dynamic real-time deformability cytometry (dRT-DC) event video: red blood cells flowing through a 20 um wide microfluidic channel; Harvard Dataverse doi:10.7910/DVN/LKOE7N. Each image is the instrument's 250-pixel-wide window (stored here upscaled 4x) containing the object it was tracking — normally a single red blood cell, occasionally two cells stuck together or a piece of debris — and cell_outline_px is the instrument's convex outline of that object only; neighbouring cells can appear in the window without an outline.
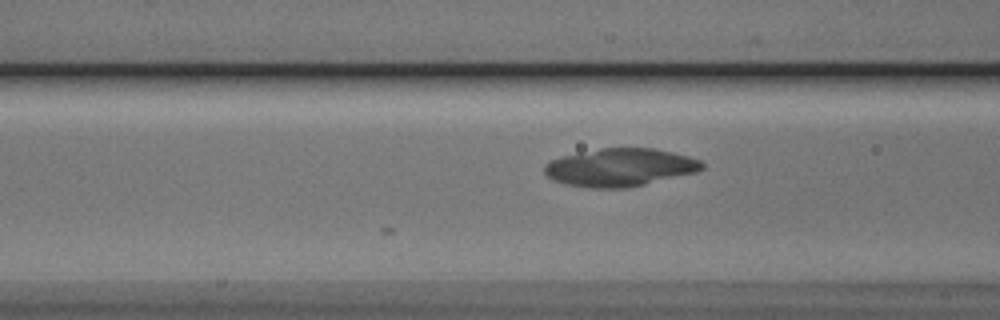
{"species": "Egyptian fruit bat (a non-hibernating species)", "species_latin": "Rousettus aegyptiacus", "temperature_condition": "cold", "stored_images_in_passage": 37, "camera_frame_rate_fps": 3000, "um_per_image_px": 0.085, "animal": {"sex": "male"}, "frame": {"image": 1, "passage_image": 5, "time_ms": 1.333, "image_size_px": [1000, 320], "cell_outline_px": [[704, 168], [696, 172], [644, 184], [624, 188], [592, 188], [568, 184], [552, 180], [544, 172], [544, 164], [552, 160], [564, 156], [600, 148], [656, 148], [688, 156], [700, 160], [704, 164]], "centroid_in_image_um": [52.71, 14.22], "position_along_channel_um": 113.9, "area_um2": 34.51}}
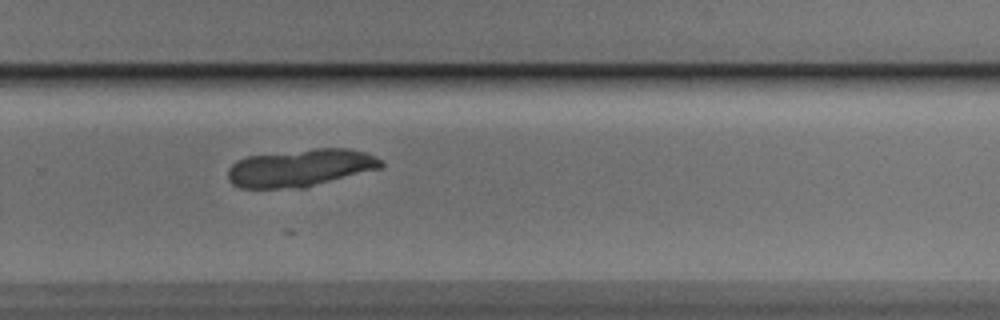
{"frame": {"image": 2, "passage_image": 20, "time_ms": 6.333, "image_size_px": [1000, 320], "cell_outline_px": [[384, 164], [380, 168], [304, 188], [240, 188], [232, 184], [228, 180], [228, 168], [236, 160], [248, 156], [316, 148], [348, 148], [364, 152], [376, 156], [384, 160]], "centroid_in_image_um": [25.53, 14.27], "position_along_channel_um": 304.3, "area_um2": 33.58}}
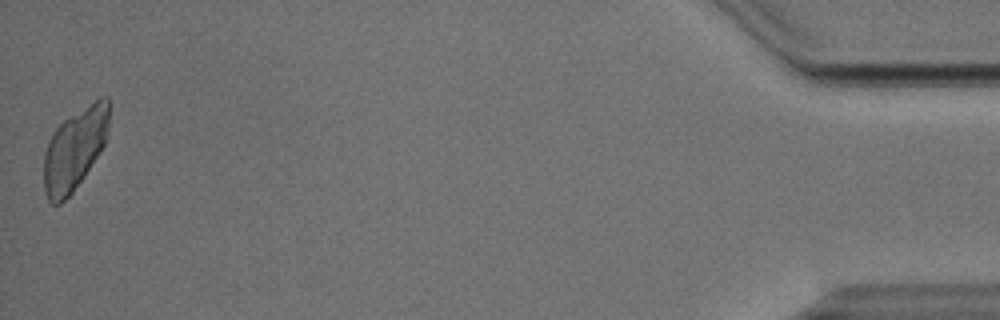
{"frame": {"image": 3, "passage_image": 37, "time_ms": 12.0, "image_size_px": [1000, 320], "cell_outline_px": [[108, 124], [104, 144], [100, 152], [84, 176], [72, 192], [60, 204], [52, 204], [48, 200], [44, 188], [44, 152], [48, 140], [56, 128], [64, 120], [100, 96], [108, 96]], "centroid_in_image_um": [6.33, 12.68], "position_along_channel_um": 428.9, "area_um2": 30.69}}